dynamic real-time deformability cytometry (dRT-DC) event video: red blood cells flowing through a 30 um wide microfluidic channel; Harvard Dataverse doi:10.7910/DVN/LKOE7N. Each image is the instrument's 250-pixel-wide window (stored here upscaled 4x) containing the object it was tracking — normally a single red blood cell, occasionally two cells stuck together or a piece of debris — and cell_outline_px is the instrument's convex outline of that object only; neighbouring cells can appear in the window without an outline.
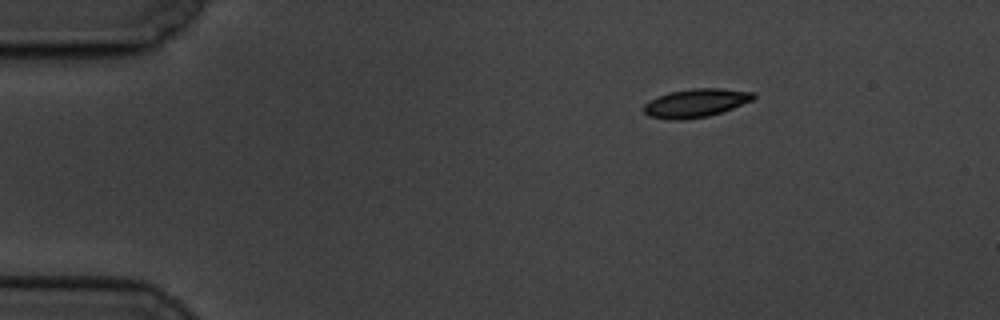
{"species": "common noctule bat (a hibernating species)", "species_latin": "Nyctalus noctula", "temperature_condition": "cold", "stored_images_in_passage": 9, "camera_frame_rate_fps": 3000, "um_per_image_px": 0.085, "animal": {"sex": "male", "body_mass_g": 19.5, "forearm_length_mm": 54.6}, "frame": {"image": 1, "passage_image": 1, "time_ms": 0.0, "image_size_px": [1000, 320], "cell_outline_px": [[756, 96], [752, 100], [732, 108], [708, 116], [684, 120], [668, 120], [648, 116], [644, 112], [644, 104], [648, 100], [668, 92], [692, 88], [720, 88], [752, 92]], "centroid_in_image_um": [59.08, 8.76], "position_along_channel_um": 25.9, "area_um2": 18.21}}
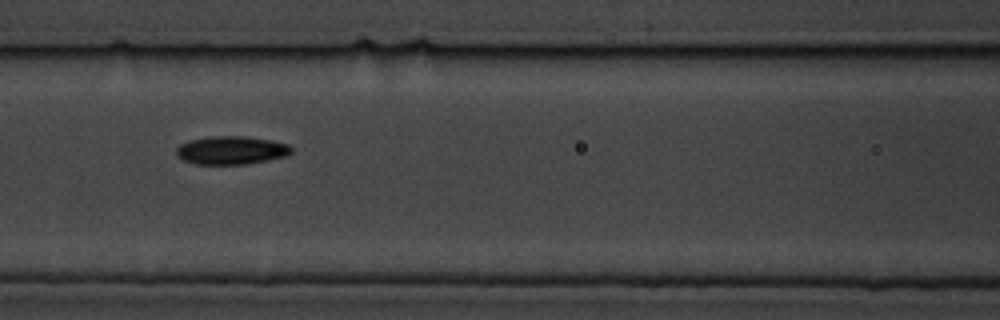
{"frame": {"image": 2, "passage_image": 6, "time_ms": 5.667, "image_size_px": [1000, 320], "cell_outline_px": [[292, 152], [288, 156], [248, 164], [196, 164], [184, 160], [176, 156], [176, 148], [180, 144], [188, 140], [212, 136], [244, 136], [272, 140], [288, 144], [292, 148]], "centroid_in_image_um": [19.67, 12.77], "position_along_channel_um": 146.9, "area_um2": 19.13}}
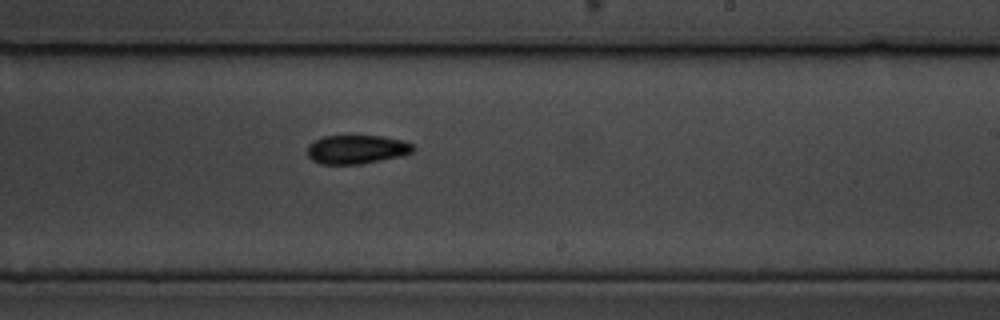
{"frame": {"image": 3, "passage_image": 9, "time_ms": 9.0, "image_size_px": [1000, 320], "cell_outline_px": [[416, 148], [412, 152], [400, 156], [360, 164], [320, 164], [312, 160], [308, 156], [308, 144], [324, 136], [384, 136], [404, 140], [412, 144]], "centroid_in_image_um": [30.33, 12.69], "position_along_channel_um": 258.7, "area_um2": 17.74}}